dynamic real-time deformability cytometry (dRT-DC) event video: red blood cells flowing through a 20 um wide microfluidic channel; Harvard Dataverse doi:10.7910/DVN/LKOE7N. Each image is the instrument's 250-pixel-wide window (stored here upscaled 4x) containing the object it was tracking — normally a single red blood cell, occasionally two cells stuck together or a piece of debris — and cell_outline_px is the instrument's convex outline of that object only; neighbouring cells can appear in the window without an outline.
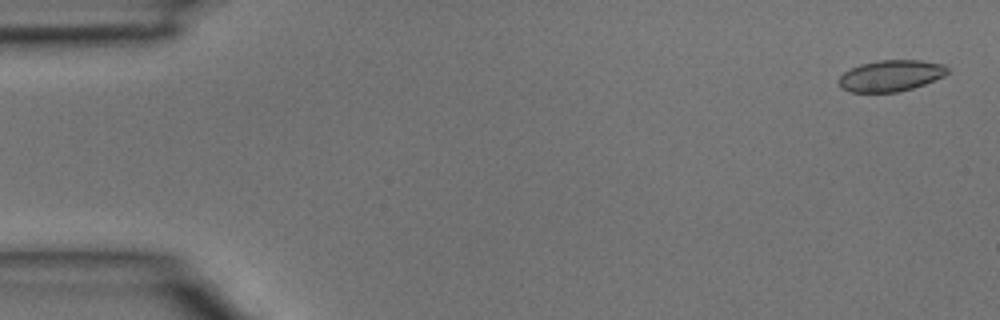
{"species": "common noctule bat (a hibernating species)", "species_latin": "Nyctalus noctula", "temperature_condition": "room temperature", "stored_images_in_passage": 3, "camera_frame_rate_fps": 3000, "um_per_image_px": 0.085, "animal": {"sex": "male", "body_mass_g": 15.6}, "frame": {"image": 1, "passage_image": 1, "time_ms": 0.0, "image_size_px": [1000, 320], "cell_outline_px": [[948, 72], [944, 76], [924, 84], [912, 88], [896, 92], [848, 92], [840, 88], [836, 80], [844, 72], [860, 64], [880, 60], [920, 60], [944, 64], [948, 68]], "centroid_in_image_um": [75.68, 6.44], "position_along_channel_um": 9.3, "area_um2": 19.88}}
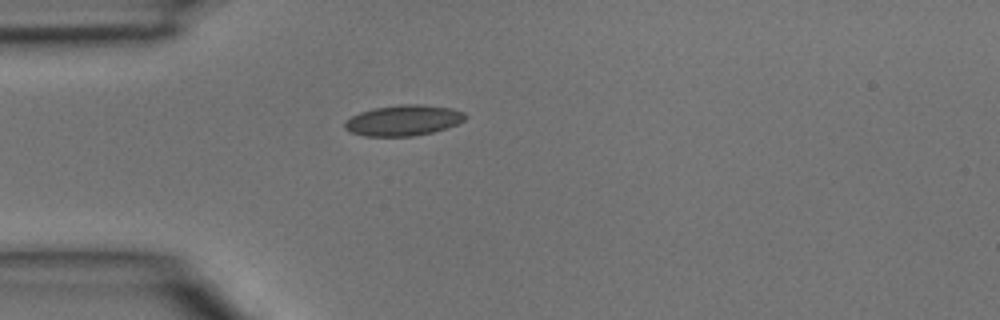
{"frame": {"image": 2, "passage_image": 3, "time_ms": 0.667, "image_size_px": [1000, 320], "cell_outline_px": [[468, 116], [464, 120], [448, 128], [432, 132], [412, 136], [364, 136], [352, 132], [344, 128], [344, 120], [360, 112], [376, 108], [400, 104], [420, 104], [452, 108], [464, 112]], "centroid_in_image_um": [34.3, 10.23], "position_along_channel_um": 50.7, "area_um2": 21.56}}